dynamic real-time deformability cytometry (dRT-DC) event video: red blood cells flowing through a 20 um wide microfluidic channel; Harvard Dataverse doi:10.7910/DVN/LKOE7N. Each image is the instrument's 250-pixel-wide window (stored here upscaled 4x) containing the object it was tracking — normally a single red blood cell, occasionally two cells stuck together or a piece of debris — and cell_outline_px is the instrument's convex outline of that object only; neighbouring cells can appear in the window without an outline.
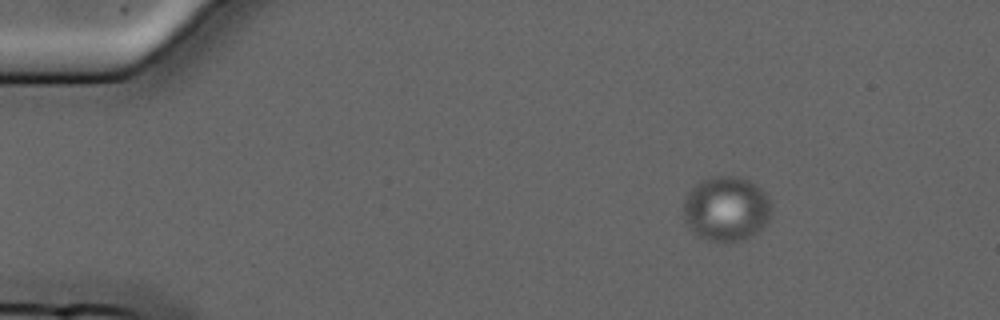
{"species": "common noctule bat (a hibernating species)", "species_latin": "Nyctalus noctula", "temperature_condition": "cold", "stored_images_in_passage": 6, "camera_frame_rate_fps": 3000, "um_per_image_px": 0.085, "animal": {"sex": "male", "forearm_length_mm": 52.5}, "frame": {"image": 1, "passage_image": 3, "time_ms": 2.333, "image_size_px": [1000, 320], "cell_outline_px": [[772, 208], [768, 220], [756, 232], [740, 240], [712, 240], [700, 236], [684, 220], [684, 196], [696, 184], [712, 176], [736, 176], [748, 180], [760, 188], [764, 192], [772, 204]], "centroid_in_image_um": [61.74, 17.7], "position_along_channel_um": 23.3, "area_um2": 32.48}}
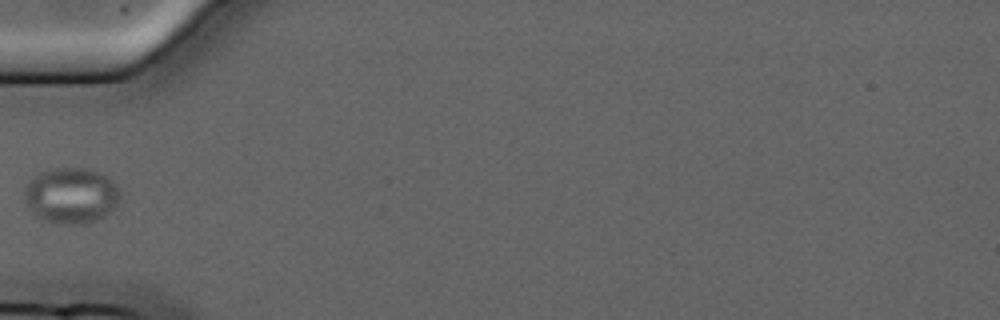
{"frame": {"image": 2, "passage_image": 6, "time_ms": 6.0, "image_size_px": [1000, 320], "cell_outline_px": [[120, 200], [116, 208], [104, 216], [96, 220], [72, 224], [44, 220], [36, 216], [28, 208], [24, 200], [24, 192], [32, 176], [48, 168], [84, 168], [100, 172], [108, 176], [116, 184], [120, 192]], "centroid_in_image_um": [6.06, 16.59], "position_along_channel_um": 78.9, "area_um2": 31.27}}